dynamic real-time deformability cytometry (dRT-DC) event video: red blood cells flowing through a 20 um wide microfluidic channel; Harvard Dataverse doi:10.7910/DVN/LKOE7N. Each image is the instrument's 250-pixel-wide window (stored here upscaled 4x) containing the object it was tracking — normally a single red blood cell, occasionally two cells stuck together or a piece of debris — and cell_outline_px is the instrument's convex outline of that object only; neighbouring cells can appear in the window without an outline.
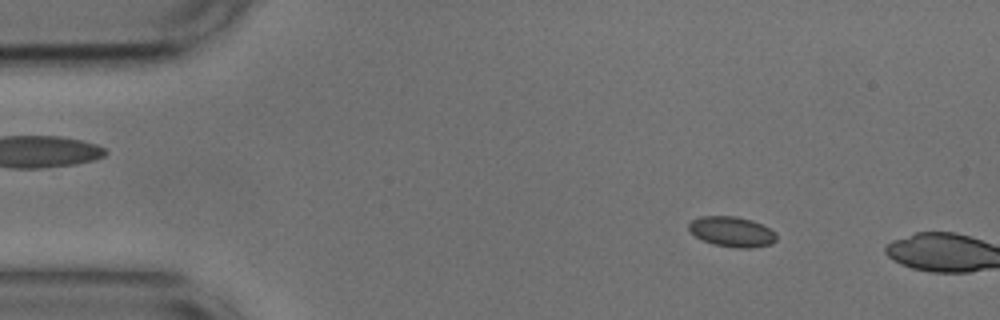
{"species": "common noctule bat (a hibernating species)", "species_latin": "Nyctalus noctula", "temperature_condition": "cold", "stored_images_in_passage": 9, "camera_frame_rate_fps": 3000, "um_per_image_px": 0.085, "animal": {"sex": "male", "body_mass_g": 17.9, "forearm_length_mm": 54.2}, "frame": {"image": 1, "passage_image": 7, "time_ms": 2.0, "image_size_px": [1000, 320], "cell_outline_px": [[776, 240], [772, 244], [752, 248], [732, 248], [716, 244], [704, 240], [696, 236], [688, 228], [688, 224], [692, 220], [700, 216], [736, 216], [752, 220], [776, 232]], "centroid_in_image_um": [62.23, 19.69], "position_along_channel_um": 22.8, "area_um2": 15.37}}